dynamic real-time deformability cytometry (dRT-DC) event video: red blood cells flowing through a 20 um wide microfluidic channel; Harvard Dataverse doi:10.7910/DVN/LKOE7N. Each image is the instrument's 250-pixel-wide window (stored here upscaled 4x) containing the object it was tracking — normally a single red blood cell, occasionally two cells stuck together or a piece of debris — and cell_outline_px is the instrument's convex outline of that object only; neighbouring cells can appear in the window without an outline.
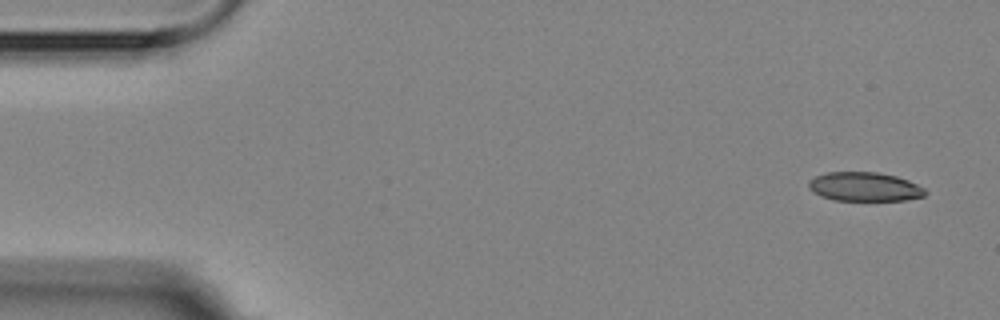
{"species": "Egyptian fruit bat (a non-hibernating species)", "species_latin": "Rousettus aegyptiacus", "temperature_condition": "room temperature", "stored_images_in_passage": 7, "camera_frame_rate_fps": 3000, "um_per_image_px": 0.085, "animal": {"sex": "female"}, "frame": {"image": 1, "passage_image": 1, "time_ms": 0.0, "image_size_px": [1000, 320], "cell_outline_px": [[928, 192], [924, 196], [904, 200], [832, 200], [820, 196], [812, 192], [808, 188], [808, 180], [824, 172], [876, 172], [896, 176], [908, 180], [924, 188]], "centroid_in_image_um": [73.44, 15.87], "position_along_channel_um": 11.6, "area_um2": 19.83}}
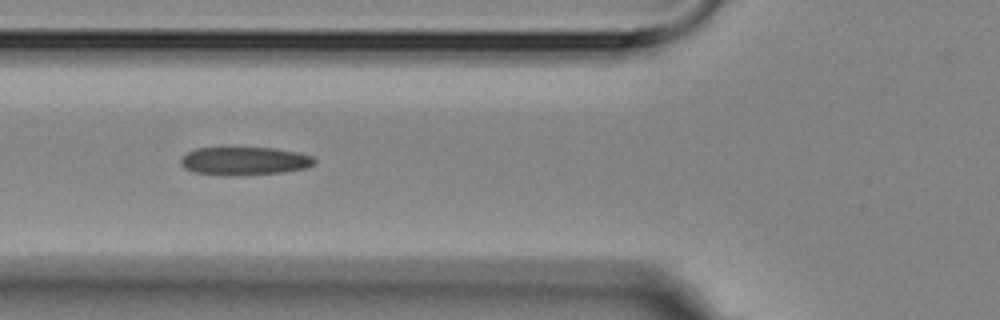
{"frame": {"image": 2, "passage_image": 6, "time_ms": 5.667, "image_size_px": [1000, 320], "cell_outline_px": [[316, 160], [312, 164], [304, 168], [284, 172], [236, 176], [220, 176], [196, 172], [184, 168], [180, 164], [180, 160], [188, 152], [196, 148], [272, 148], [300, 152], [312, 156]], "centroid_in_image_um": [20.76, 13.69], "position_along_channel_um": 105.0, "area_um2": 22.02}}
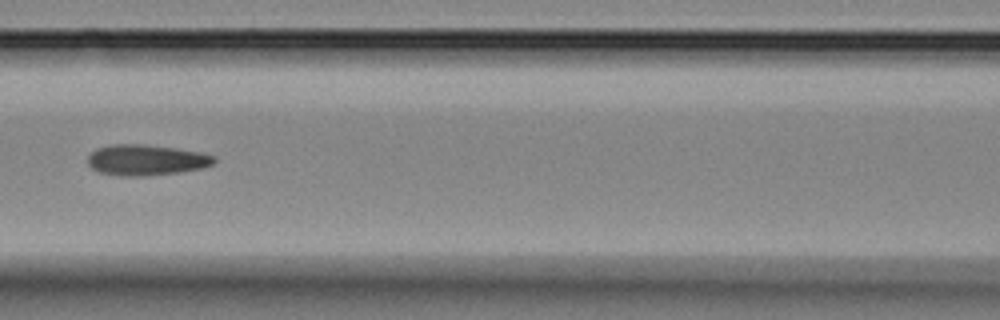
{"frame": {"image": 3, "passage_image": 7, "time_ms": 7.0, "image_size_px": [1000, 320], "cell_outline_px": [[216, 160], [212, 164], [200, 168], [180, 172], [144, 176], [120, 176], [100, 172], [92, 168], [88, 164], [88, 156], [96, 148], [112, 144], [144, 144], [176, 148], [204, 152], [216, 156]], "centroid_in_image_um": [12.44, 13.59], "position_along_channel_um": 154.2, "area_um2": 22.77}}